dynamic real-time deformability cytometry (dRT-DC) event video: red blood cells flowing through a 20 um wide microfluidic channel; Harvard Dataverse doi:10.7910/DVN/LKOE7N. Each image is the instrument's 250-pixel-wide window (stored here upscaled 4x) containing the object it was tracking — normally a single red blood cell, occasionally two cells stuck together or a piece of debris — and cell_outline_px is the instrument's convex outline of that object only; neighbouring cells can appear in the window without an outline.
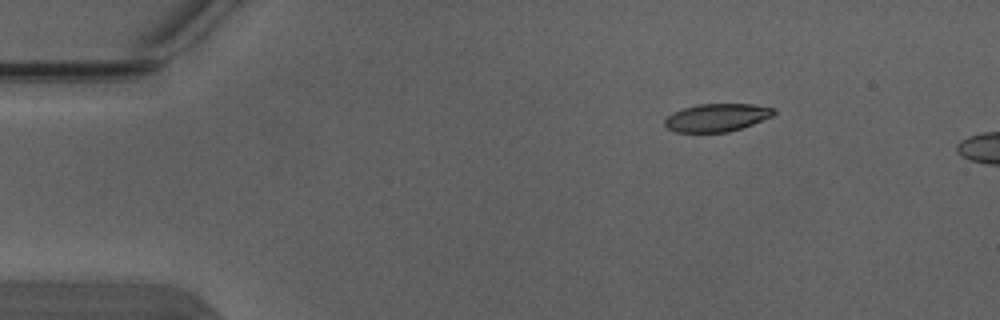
{"species": "Egyptian fruit bat (a non-hibernating species)", "species_latin": "Rousettus aegyptiacus", "temperature_condition": "warm", "stored_images_in_passage": 2, "camera_frame_rate_fps": 3000, "um_per_image_px": 0.085, "animal": {"sex": "male"}, "frame": {"image": 1, "passage_image": 1, "time_ms": 0.0, "image_size_px": [1000, 320], "cell_outline_px": [[776, 112], [772, 116], [752, 124], [728, 132], [676, 132], [668, 128], [664, 124], [664, 120], [672, 112], [696, 104], [752, 104], [772, 108]], "centroid_in_image_um": [60.9, 9.99], "position_along_channel_um": 24.1, "area_um2": 17.57}}